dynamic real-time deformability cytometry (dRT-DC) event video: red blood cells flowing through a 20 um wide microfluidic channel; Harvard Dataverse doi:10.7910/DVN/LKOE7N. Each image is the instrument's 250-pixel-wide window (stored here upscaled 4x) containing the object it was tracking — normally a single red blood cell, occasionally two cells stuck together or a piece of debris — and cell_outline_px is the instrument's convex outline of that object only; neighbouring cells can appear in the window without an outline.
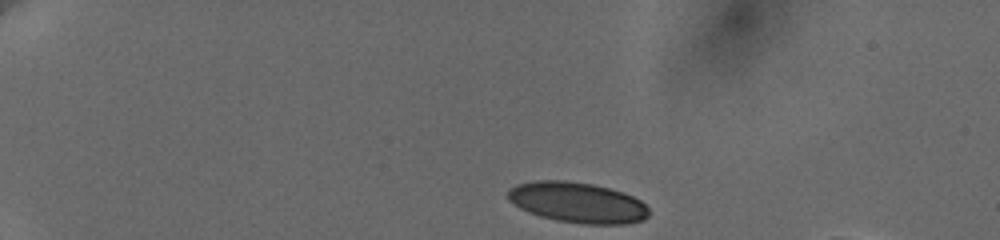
{"species": "human", "species_latin": "Homo sapiens", "temperature_condition": "cold", "stored_images_in_passage": 41, "camera_frame_rate_fps": 3000, "um_per_image_px": 0.085, "donor": {"sex": "female"}, "frame": {"image": 1, "passage_image": 1, "time_ms": 0.0, "image_size_px": [1000, 240], "cell_outline_px": [[648, 216], [644, 220], [624, 224], [584, 224], [556, 220], [540, 216], [528, 212], [520, 208], [508, 200], [508, 188], [516, 184], [536, 180], [564, 180], [592, 184], [624, 192], [640, 200], [648, 208]], "centroid_in_image_um": [49.07, 17.21], "position_along_channel_um": 35.9, "area_um2": 33.41}}
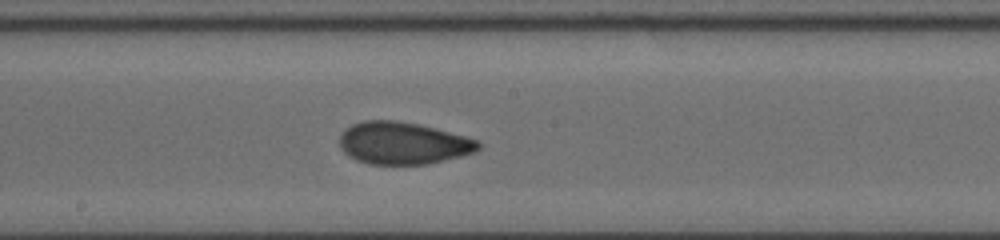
{"frame": {"image": 2, "passage_image": 23, "time_ms": 7.333, "image_size_px": [1000, 240], "cell_outline_px": [[480, 148], [472, 152], [460, 156], [424, 164], [368, 164], [356, 160], [348, 156], [340, 148], [340, 136], [352, 124], [364, 120], [396, 120], [420, 124], [480, 140]], "centroid_in_image_um": [34.24, 12.16], "position_along_channel_um": 214.0, "area_um2": 33.99}}
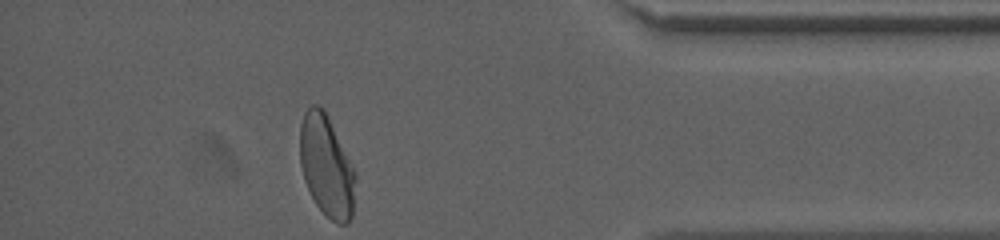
{"frame": {"image": 3, "passage_image": 41, "time_ms": 13.333, "image_size_px": [1000, 240], "cell_outline_px": [[356, 176], [352, 216], [348, 224], [336, 224], [316, 204], [304, 180], [300, 164], [300, 124], [304, 112], [312, 104], [316, 104], [324, 108], [356, 172]], "centroid_in_image_um": [27.76, 14.1], "position_along_channel_um": 407.4, "area_um2": 32.83}, "authors_computed_cell_mechanics": {"area_um2": 33.9864, "velocity_mm_per_s": 3.6264, "shape_relaxation_time_tau1_ms": 5.2074, "shape_relaxation_time_tau2_ms": 1.1621, "deformation_change_tau1": 0.1623, "deformation_change_tau2": 0.0502}}